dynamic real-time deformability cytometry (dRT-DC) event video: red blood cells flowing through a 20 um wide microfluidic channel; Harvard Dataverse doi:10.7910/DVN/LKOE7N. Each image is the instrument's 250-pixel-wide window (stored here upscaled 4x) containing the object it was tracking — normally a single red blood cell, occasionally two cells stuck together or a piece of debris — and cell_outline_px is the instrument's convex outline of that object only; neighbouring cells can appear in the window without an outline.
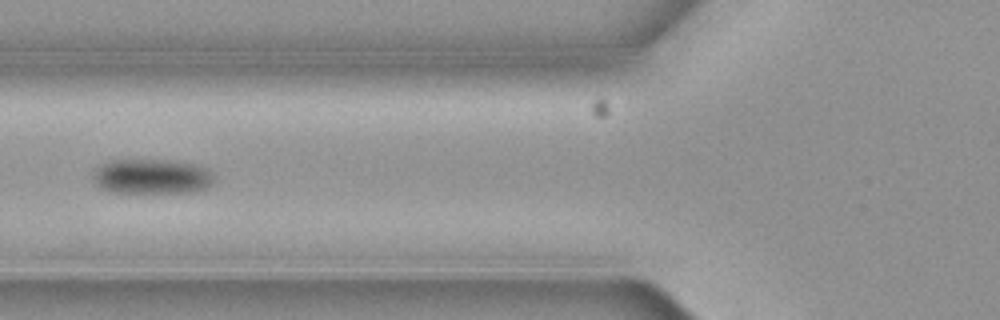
{"species": "common noctule bat (a hibernating species)", "species_latin": "Nyctalus noctula", "temperature_condition": "cold", "stored_images_in_passage": 2, "camera_frame_rate_fps": 3000, "um_per_image_px": 0.085, "animal": {"sex": "female", "body_mass_g": 19.3, "forearm_length_mm": 54.1}, "frame": {"image": 1, "passage_image": 2, "time_ms": 0.333, "image_size_px": [1000, 320], "cell_outline_px": [[216, 180], [208, 188], [192, 192], [112, 192], [100, 188], [92, 180], [92, 168], [108, 160], [164, 160], [196, 164], [208, 168], [212, 172]], "centroid_in_image_um": [12.89, 14.99], "position_along_channel_um": 112.9, "area_um2": 25.14}}